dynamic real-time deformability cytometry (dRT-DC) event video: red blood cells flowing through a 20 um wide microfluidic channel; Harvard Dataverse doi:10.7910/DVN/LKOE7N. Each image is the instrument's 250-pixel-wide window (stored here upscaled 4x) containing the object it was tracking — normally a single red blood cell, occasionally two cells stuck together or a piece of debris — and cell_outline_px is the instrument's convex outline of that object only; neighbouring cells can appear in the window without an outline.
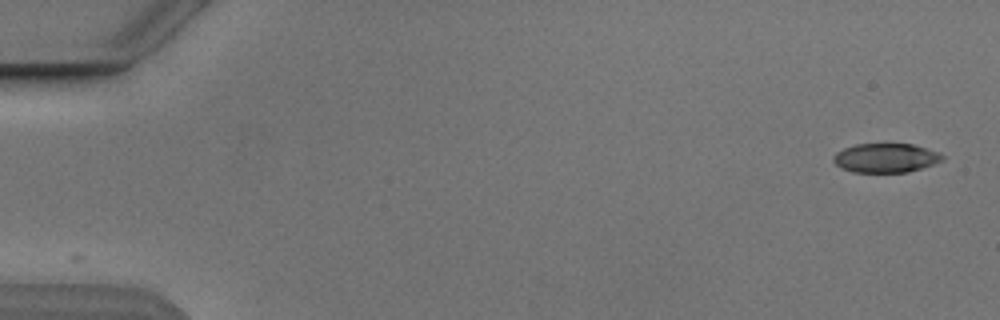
{"species": "Egyptian fruit bat (a non-hibernating species)", "species_latin": "Rousettus aegyptiacus", "temperature_condition": "cold", "stored_images_in_passage": 5, "camera_frame_rate_fps": 3000, "um_per_image_px": 0.085, "animal": {"sex": "male"}, "frame": {"image": 1, "passage_image": 1, "time_ms": 0.0, "image_size_px": [1000, 320], "cell_outline_px": [[944, 156], [940, 160], [932, 164], [908, 172], [852, 172], [836, 164], [832, 160], [832, 156], [836, 152], [844, 148], [856, 144], [912, 144], [940, 152]], "centroid_in_image_um": [75.26, 13.41], "position_along_channel_um": 9.7, "area_um2": 18.32}}
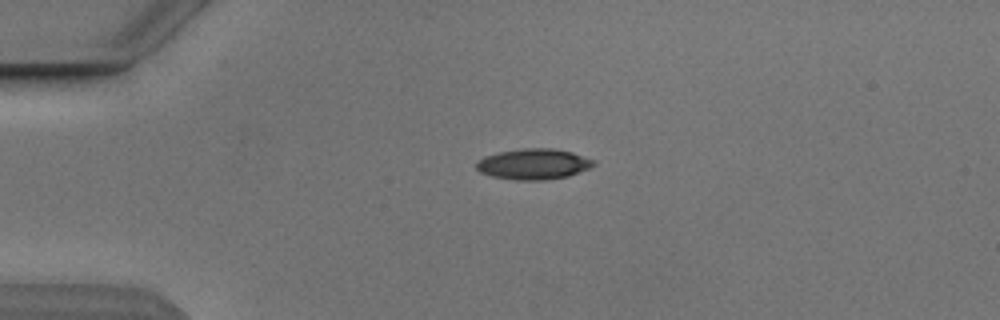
{"frame": {"image": 2, "passage_image": 4, "time_ms": 3.667, "image_size_px": [1000, 320], "cell_outline_px": [[596, 164], [588, 168], [568, 176], [544, 180], [516, 180], [492, 176], [480, 172], [476, 168], [476, 160], [484, 156], [500, 152], [520, 148], [552, 148], [572, 152], [596, 160]], "centroid_in_image_um": [45.34, 13.94], "position_along_channel_um": 39.7, "area_um2": 21.04}}